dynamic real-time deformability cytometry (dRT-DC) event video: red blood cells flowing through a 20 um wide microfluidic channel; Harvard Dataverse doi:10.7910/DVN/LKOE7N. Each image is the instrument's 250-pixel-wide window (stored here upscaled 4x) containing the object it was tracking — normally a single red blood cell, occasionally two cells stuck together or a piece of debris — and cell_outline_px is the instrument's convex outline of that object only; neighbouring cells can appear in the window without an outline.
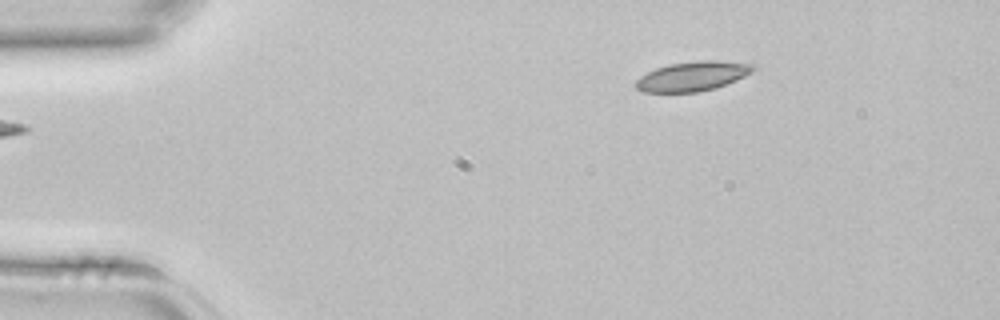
{"species": "common noctule bat (a hibernating species)", "species_latin": "Nyctalus noctula", "temperature_condition": "room temperature", "stored_images_in_passage": 2, "camera_frame_rate_fps": 3000, "um_per_image_px": 0.085, "animal": {"sex": "female", "body_mass_g": 22.7, "forearm_length_mm": 54.2}, "frame": {"image": 1, "passage_image": 1, "time_ms": 0.0, "image_size_px": [1000, 320], "cell_outline_px": [[756, 68], [752, 72], [736, 80], [716, 88], [700, 92], [640, 92], [636, 88], [636, 80], [640, 76], [656, 68], [668, 64], [700, 60], [716, 60], [756, 64]], "centroid_in_image_um": [58.88, 6.48], "position_along_channel_um": 26.1, "area_um2": 20.35}}